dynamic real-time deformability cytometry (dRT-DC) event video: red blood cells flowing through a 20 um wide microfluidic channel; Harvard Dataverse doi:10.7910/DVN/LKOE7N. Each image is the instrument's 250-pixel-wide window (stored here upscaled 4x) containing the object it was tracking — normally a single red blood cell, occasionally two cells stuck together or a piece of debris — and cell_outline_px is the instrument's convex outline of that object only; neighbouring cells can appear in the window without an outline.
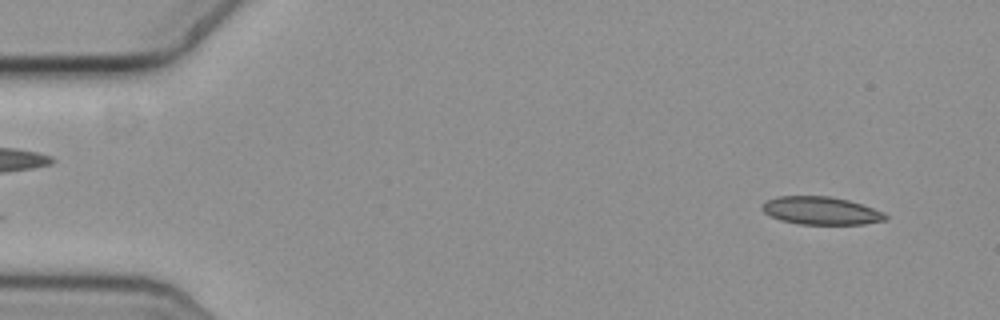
{"species": "common noctule bat (a hibernating species)", "species_latin": "Nyctalus noctula", "temperature_condition": "cold", "stored_images_in_passage": 54, "camera_frame_rate_fps": 3000, "um_per_image_px": 0.085, "animal": {"sex": "female", "body_mass_g": 19.3, "forearm_length_mm": 54.1}, "frame": {"image": 1, "passage_image": 2, "time_ms": 0.333, "image_size_px": [1000, 320], "cell_outline_px": [[888, 220], [864, 224], [800, 224], [780, 220], [764, 212], [760, 208], [760, 204], [764, 200], [776, 196], [828, 196], [848, 200], [884, 212], [888, 216]], "centroid_in_image_um": [69.75, 17.9], "position_along_channel_um": 15.3, "area_um2": 20.17}}
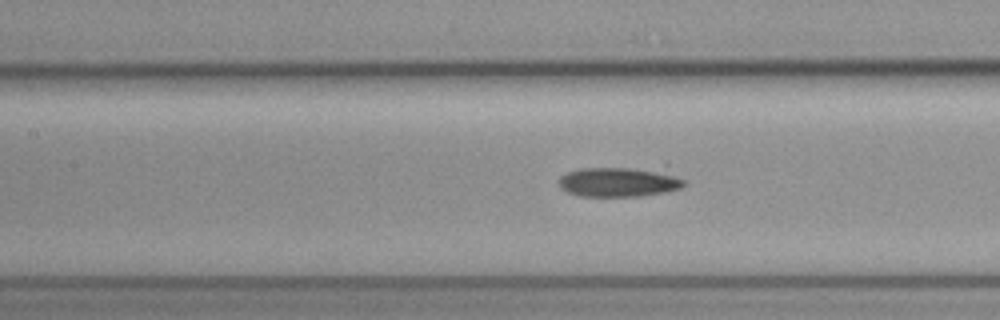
{"frame": {"image": 2, "passage_image": 23, "time_ms": 7.333, "image_size_px": [1000, 320], "cell_outline_px": [[684, 184], [680, 188], [668, 192], [640, 196], [580, 196], [568, 192], [560, 188], [560, 176], [568, 172], [580, 168], [668, 164], [684, 180]], "centroid_in_image_um": [52.84, 15.37], "position_along_channel_um": 154.6, "area_um2": 23.64}}
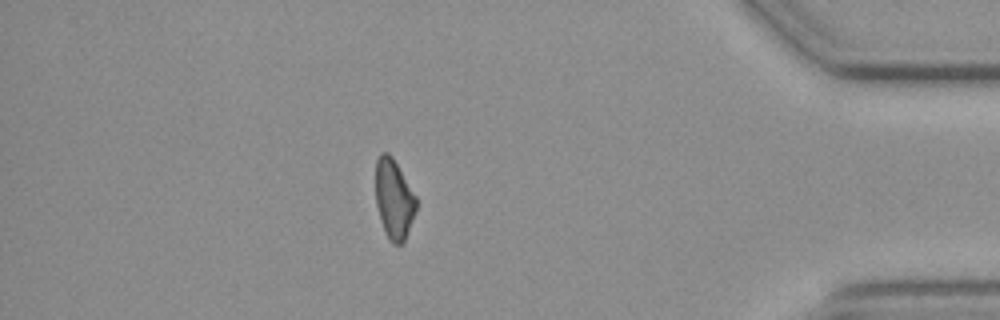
{"frame": {"image": 3, "passage_image": 47, "time_ms": 15.333, "image_size_px": [1000, 320], "cell_outline_px": [[416, 212], [404, 240], [400, 244], [392, 244], [388, 240], [384, 232], [380, 220], [376, 204], [376, 160], [380, 152], [388, 152], [392, 156], [416, 196]], "centroid_in_image_um": [33.47, 16.93], "position_along_channel_um": 401.7, "area_um2": 18.9}, "authors_computed_cell_mechanics": {"area_um2": 20.6346, "velocity_mm_per_s": 3.6386, "shape_relaxation_time_tau1_ms": 1.3216, "shape_relaxation_time_tau2_ms": null, "deformation_change_tau1": 0.0561, "deformation_change_tau2": null}}